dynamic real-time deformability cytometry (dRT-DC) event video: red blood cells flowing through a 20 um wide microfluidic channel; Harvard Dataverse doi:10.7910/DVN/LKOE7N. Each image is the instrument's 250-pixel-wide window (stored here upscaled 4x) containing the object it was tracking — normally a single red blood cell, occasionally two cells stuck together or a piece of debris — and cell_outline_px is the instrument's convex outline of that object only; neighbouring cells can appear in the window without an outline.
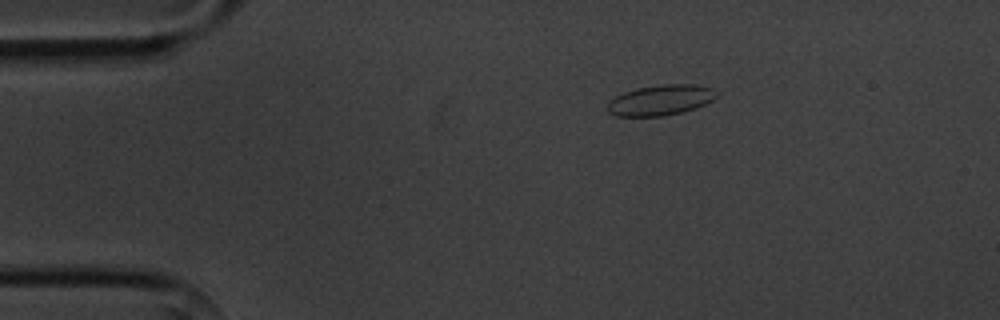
{"species": "common noctule bat (a hibernating species)", "species_latin": "Nyctalus noctula", "temperature_condition": "cold", "stored_images_in_passage": 4, "camera_frame_rate_fps": 3000, "um_per_image_px": 0.085, "animal": {"sex": "male", "body_mass_g": 20.1, "forearm_length_mm": 53.5}, "frame": {"image": 1, "passage_image": 1, "time_ms": 0.0, "image_size_px": [1000, 320], "cell_outline_px": [[720, 96], [696, 108], [664, 116], [616, 116], [608, 112], [608, 100], [624, 92], [636, 88], [660, 84], [696, 84], [712, 88], [720, 92]], "centroid_in_image_um": [56.18, 8.49], "position_along_channel_um": 28.8, "area_um2": 19.59}}